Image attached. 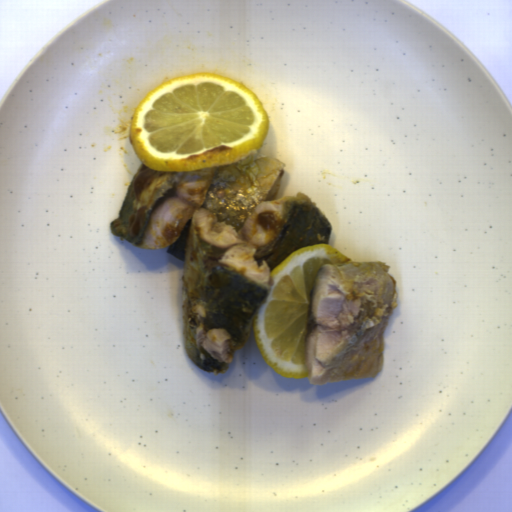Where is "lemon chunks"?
Wrapping results in <instances>:
<instances>
[{"instance_id":"lemon-chunks-1","label":"lemon chunks","mask_w":512,"mask_h":512,"mask_svg":"<svg viewBox=\"0 0 512 512\" xmlns=\"http://www.w3.org/2000/svg\"><path fill=\"white\" fill-rule=\"evenodd\" d=\"M269 127L261 100L243 81L200 72L150 91L133 113L129 143L149 169L196 171L259 150Z\"/></svg>"},{"instance_id":"lemon-chunks-2","label":"lemon chunks","mask_w":512,"mask_h":512,"mask_svg":"<svg viewBox=\"0 0 512 512\" xmlns=\"http://www.w3.org/2000/svg\"><path fill=\"white\" fill-rule=\"evenodd\" d=\"M351 261L331 244L316 243L293 251L272 269L274 285L257 308L252 329L257 350L276 373L296 380L309 377L307 334L316 275L322 265Z\"/></svg>"}]
</instances>
